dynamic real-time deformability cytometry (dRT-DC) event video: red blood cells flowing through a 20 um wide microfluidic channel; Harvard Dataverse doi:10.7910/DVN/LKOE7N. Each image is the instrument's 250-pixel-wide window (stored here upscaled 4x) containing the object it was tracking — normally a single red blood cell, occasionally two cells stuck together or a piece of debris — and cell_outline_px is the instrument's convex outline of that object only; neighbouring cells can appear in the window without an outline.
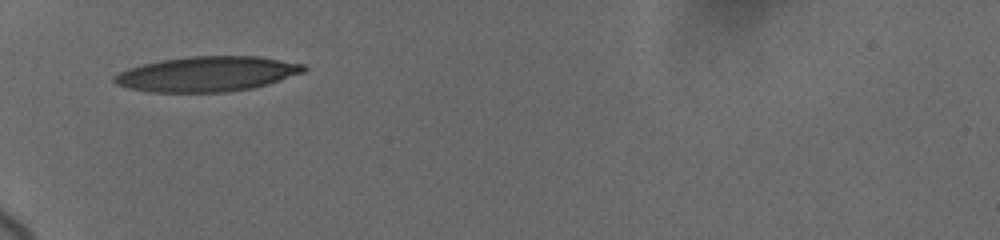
{"species": "human", "species_latin": "Homo sapiens", "temperature_condition": "cold", "stored_images_in_passage": 7, "camera_frame_rate_fps": 3000, "um_per_image_px": 0.085, "donor": {"sex": "female"}, "frame": {"image": 1, "passage_image": 1, "time_ms": 0.0, "image_size_px": [1000, 240], "cell_outline_px": [[308, 68], [304, 72], [268, 84], [252, 88], [228, 92], [148, 92], [128, 88], [116, 84], [112, 80], [112, 76], [128, 68], [160, 60], [188, 56], [260, 56], [304, 64]], "centroid_in_image_um": [17.6, 6.29], "position_along_channel_um": 67.4, "area_um2": 38.9}}
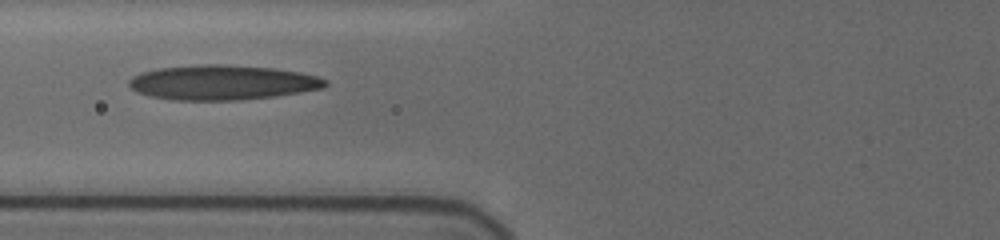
{"frame": {"image": 2, "passage_image": 6, "time_ms": 1.333, "image_size_px": [1000, 240], "cell_outline_px": [[328, 84], [324, 88], [276, 96], [240, 100], [172, 100], [148, 96], [136, 92], [128, 84], [128, 80], [132, 76], [140, 72], [156, 68], [192, 64], [224, 64], [272, 68], [300, 72], [316, 76], [328, 80]], "centroid_in_image_um": [18.85, 7.0], "position_along_channel_um": 107.0, "area_um2": 40.29}}